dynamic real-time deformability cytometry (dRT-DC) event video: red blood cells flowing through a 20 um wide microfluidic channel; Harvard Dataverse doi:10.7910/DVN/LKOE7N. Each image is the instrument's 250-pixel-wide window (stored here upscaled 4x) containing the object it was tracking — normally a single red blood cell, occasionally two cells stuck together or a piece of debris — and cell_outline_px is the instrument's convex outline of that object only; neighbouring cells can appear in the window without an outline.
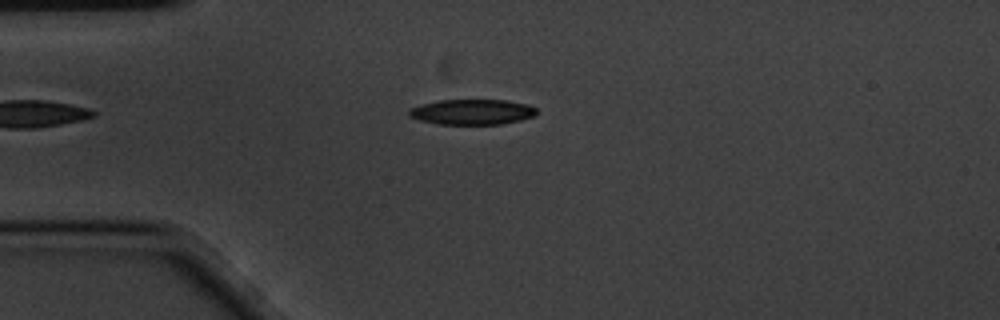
{"species": "common noctule bat (a hibernating species)", "species_latin": "Nyctalus noctula", "temperature_condition": "cold", "stored_images_in_passage": 2, "camera_frame_rate_fps": 3000, "um_per_image_px": 0.085, "animal": {"sex": "male", "body_mass_g": 20.1, "forearm_length_mm": 53.5}, "frame": {"image": 1, "passage_image": 2, "time_ms": 0.333, "image_size_px": [1000, 320], "cell_outline_px": [[536, 116], [520, 120], [500, 124], [436, 124], [420, 120], [408, 116], [408, 108], [440, 100], [504, 100], [528, 104], [536, 108]], "centroid_in_image_um": [40.13, 9.52], "position_along_channel_um": 44.9, "area_um2": 18.84}}